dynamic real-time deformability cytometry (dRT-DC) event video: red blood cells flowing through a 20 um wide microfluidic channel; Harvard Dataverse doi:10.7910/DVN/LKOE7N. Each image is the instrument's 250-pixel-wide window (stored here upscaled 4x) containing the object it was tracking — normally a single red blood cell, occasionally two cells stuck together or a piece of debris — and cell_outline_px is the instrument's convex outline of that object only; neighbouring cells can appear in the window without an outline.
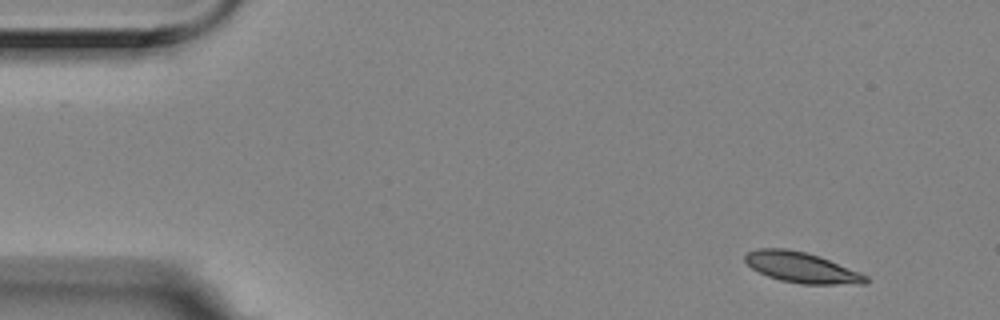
{"species": "Egyptian fruit bat (a non-hibernating species)", "species_latin": "Rousettus aegyptiacus", "temperature_condition": "room temperature", "stored_images_in_passage": 5, "camera_frame_rate_fps": 3000, "um_per_image_px": 0.085, "animal": {"sex": "female"}, "frame": {"image": 1, "passage_image": 1, "time_ms": 0.0, "image_size_px": [1000, 320], "cell_outline_px": [[868, 284], [800, 284], [780, 280], [768, 276], [752, 268], [744, 260], [744, 256], [748, 252], [756, 248], [784, 248], [804, 252], [820, 256], [860, 272], [868, 276]], "centroid_in_image_um": [68.15, 22.74], "position_along_channel_um": 16.8, "area_um2": 21.5}}